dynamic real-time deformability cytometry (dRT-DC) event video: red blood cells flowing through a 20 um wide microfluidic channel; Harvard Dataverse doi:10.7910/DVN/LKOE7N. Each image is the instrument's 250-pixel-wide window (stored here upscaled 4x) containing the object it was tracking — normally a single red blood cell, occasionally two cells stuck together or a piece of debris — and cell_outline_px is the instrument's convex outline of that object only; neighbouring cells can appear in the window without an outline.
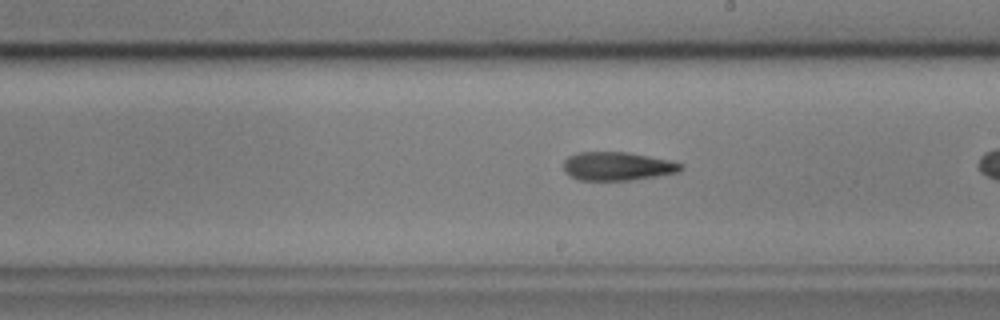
{"species": "common noctule bat (a hibernating species)", "species_latin": "Nyctalus noctula", "temperature_condition": "cold", "stored_images_in_passage": 22, "camera_frame_rate_fps": 3000, "um_per_image_px": 0.085, "animal": {"sex": "male", "body_mass_g": 17.9, "forearm_length_mm": 54.2}, "frame": {"image": 1, "passage_image": 16, "time_ms": 5.0, "image_size_px": [1000, 320], "cell_outline_px": [[684, 168], [676, 172], [656, 176], [632, 180], [580, 180], [568, 176], [564, 172], [564, 160], [568, 156], [576, 152], [628, 152], [668, 160], [684, 164]], "centroid_in_image_um": [52.44, 14.13], "position_along_channel_um": 236.6, "area_um2": 19.54}}